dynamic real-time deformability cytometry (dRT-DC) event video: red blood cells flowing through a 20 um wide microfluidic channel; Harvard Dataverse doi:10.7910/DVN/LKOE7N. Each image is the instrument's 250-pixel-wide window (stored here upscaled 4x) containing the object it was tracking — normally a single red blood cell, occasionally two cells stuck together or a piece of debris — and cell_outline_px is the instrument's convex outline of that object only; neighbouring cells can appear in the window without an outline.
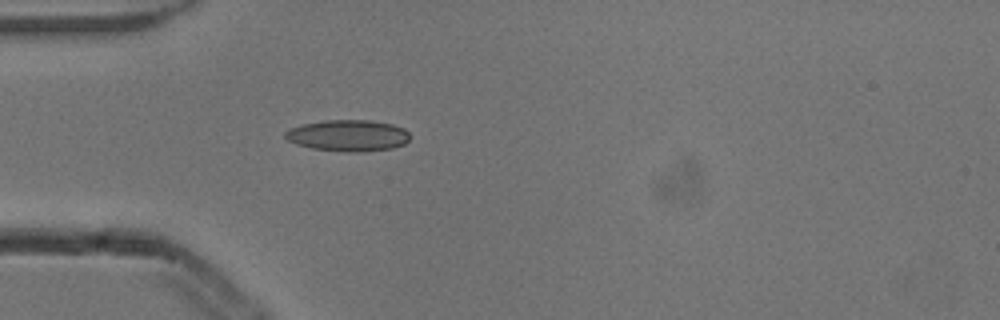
{"species": "common noctule bat (a hibernating species)", "species_latin": "Nyctalus noctula", "temperature_condition": "cold", "stored_images_in_passage": 4, "camera_frame_rate_fps": 3000, "um_per_image_px": 0.085, "animal": {"sex": "male", "body_mass_g": 13.3}, "frame": {"image": 1, "passage_image": 4, "time_ms": 1.0, "image_size_px": [1000, 320], "cell_outline_px": [[408, 140], [404, 144], [392, 148], [360, 152], [344, 152], [312, 148], [296, 144], [288, 140], [284, 136], [284, 132], [288, 128], [300, 124], [324, 120], [368, 120], [392, 124], [404, 128], [408, 132]], "centroid_in_image_um": [29.54, 11.51], "position_along_channel_um": 55.5, "area_um2": 22.95}}